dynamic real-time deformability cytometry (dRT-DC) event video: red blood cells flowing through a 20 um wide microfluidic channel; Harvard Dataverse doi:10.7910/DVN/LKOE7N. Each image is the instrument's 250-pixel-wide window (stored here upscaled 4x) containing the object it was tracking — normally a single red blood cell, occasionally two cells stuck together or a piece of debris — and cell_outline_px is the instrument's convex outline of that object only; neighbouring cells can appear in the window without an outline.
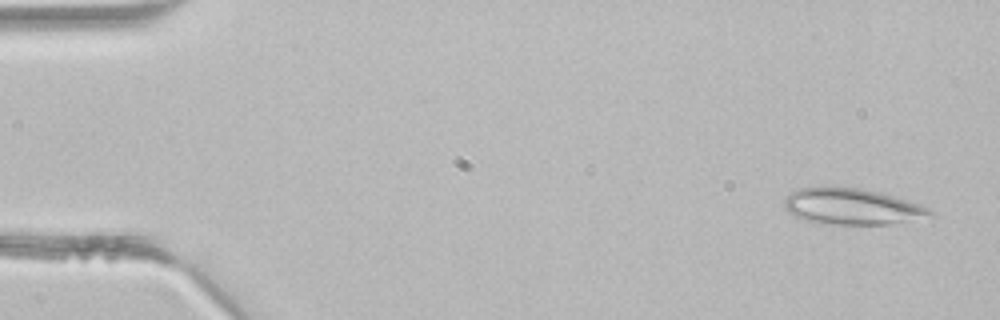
{"species": "common noctule bat (a hibernating species)", "species_latin": "Nyctalus noctula", "temperature_condition": "room temperature", "stored_images_in_passage": 4, "camera_frame_rate_fps": 3000, "um_per_image_px": 0.085, "animal": {"sex": "male", "body_mass_g": 21.5, "forearm_length_mm": 52.0}, "frame": {"image": 1, "passage_image": 1, "time_ms": 0.0, "image_size_px": [1000, 320], "cell_outline_px": [[936, 216], [888, 224], [820, 224], [804, 220], [788, 212], [784, 208], [784, 200], [792, 192], [800, 188], [860, 188], [892, 196], [920, 204], [928, 208]], "centroid_in_image_um": [72.42, 17.58], "position_along_channel_um": 12.6, "area_um2": 30.23}}